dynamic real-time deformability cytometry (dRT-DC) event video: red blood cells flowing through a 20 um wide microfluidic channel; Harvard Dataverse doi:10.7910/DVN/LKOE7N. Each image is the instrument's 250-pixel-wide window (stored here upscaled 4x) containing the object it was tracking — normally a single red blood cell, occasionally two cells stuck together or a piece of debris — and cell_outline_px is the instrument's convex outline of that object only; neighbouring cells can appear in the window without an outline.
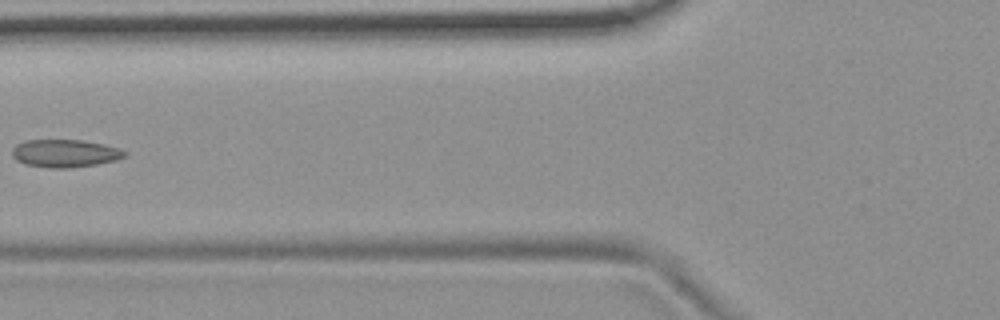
{"species": "common noctule bat (a hibernating species)", "species_latin": "Nyctalus noctula", "temperature_condition": "room temperature", "stored_images_in_passage": 6, "camera_frame_rate_fps": 3000, "um_per_image_px": 0.085, "animal": {"sex": "female", "body_mass_g": 19.9}, "frame": {"image": 1, "passage_image": 6, "time_ms": 1.667, "image_size_px": [1000, 320], "cell_outline_px": [[128, 152], [124, 156], [116, 160], [96, 164], [68, 168], [48, 168], [24, 164], [16, 160], [12, 156], [12, 148], [16, 144], [24, 140], [84, 140], [104, 144], [120, 148]], "centroid_in_image_um": [5.5, 13.03], "position_along_channel_um": 120.3, "area_um2": 18.38}}